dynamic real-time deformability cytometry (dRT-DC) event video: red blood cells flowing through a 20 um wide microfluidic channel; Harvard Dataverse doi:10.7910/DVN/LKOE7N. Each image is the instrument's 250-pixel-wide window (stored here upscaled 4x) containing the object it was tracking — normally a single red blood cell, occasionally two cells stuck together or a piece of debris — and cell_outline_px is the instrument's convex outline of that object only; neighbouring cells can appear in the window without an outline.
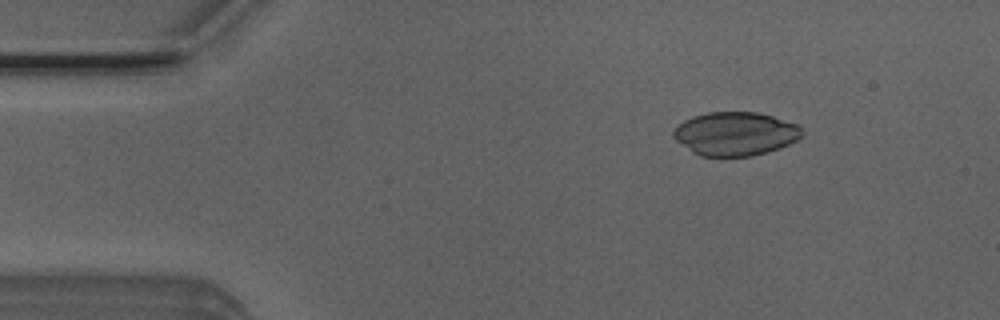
{"species": "Egyptian fruit bat (a non-hibernating species)", "species_latin": "Rousettus aegyptiacus", "temperature_condition": "room temperature", "stored_images_in_passage": 52, "camera_frame_rate_fps": 3000, "um_per_image_px": 0.085, "animal": {"sex": "male"}, "frame": {"image": 1, "passage_image": 7, "time_ms": 2.0, "image_size_px": [1000, 320], "cell_outline_px": [[800, 136], [796, 140], [780, 148], [752, 156], [700, 156], [692, 152], [676, 140], [672, 136], [672, 132], [684, 120], [692, 116], [708, 112], [756, 112], [772, 116], [796, 124], [800, 128]], "centroid_in_image_um": [62.46, 11.37], "position_along_channel_um": 22.5, "area_um2": 32.37}}
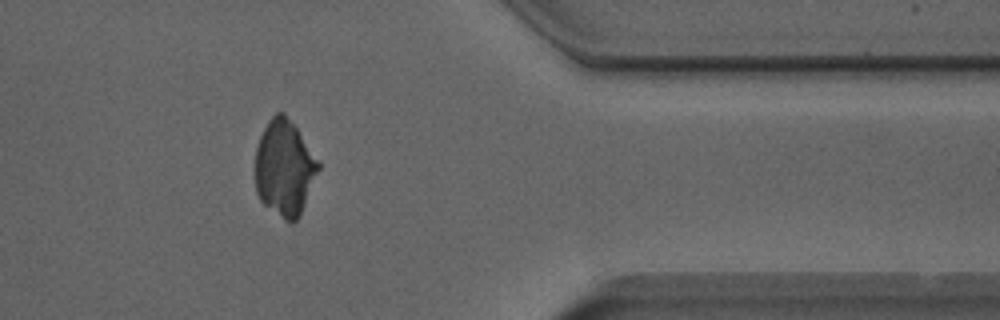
{"frame": {"image": 2, "passage_image": 42, "time_ms": 13.667, "image_size_px": [1000, 320], "cell_outline_px": [[320, 168], [300, 216], [292, 224], [284, 220], [264, 204], [260, 200], [256, 192], [256, 148], [260, 136], [268, 120], [276, 112], [284, 112], [320, 160]], "centroid_in_image_um": [24.2, 14.29], "position_along_channel_um": 387.2, "area_um2": 35.37}}
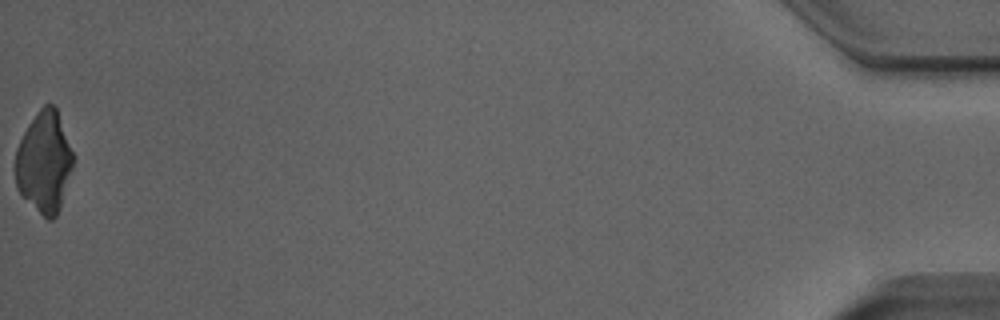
{"frame": {"image": 3, "passage_image": 52, "time_ms": 17.0, "image_size_px": [1000, 320], "cell_outline_px": [[72, 168], [60, 208], [56, 216], [52, 220], [48, 220], [16, 188], [12, 168], [16, 148], [28, 124], [36, 112], [44, 104], [52, 104], [56, 108], [72, 152]], "centroid_in_image_um": [3.7, 13.77], "position_along_channel_um": 431.5, "area_um2": 33.87}}